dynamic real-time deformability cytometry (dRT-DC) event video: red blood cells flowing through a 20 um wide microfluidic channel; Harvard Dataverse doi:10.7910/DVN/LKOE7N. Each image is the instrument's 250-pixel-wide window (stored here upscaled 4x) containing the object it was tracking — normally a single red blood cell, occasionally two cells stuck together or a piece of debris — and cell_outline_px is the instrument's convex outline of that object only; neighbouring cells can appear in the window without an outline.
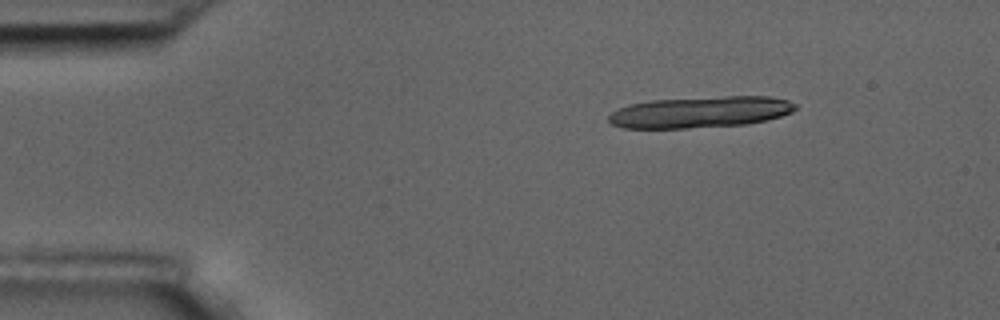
{"species": "common noctule bat (a hibernating species)", "species_latin": "Nyctalus noctula", "temperature_condition": "room temperature", "stored_images_in_passage": 4, "camera_frame_rate_fps": 3000, "um_per_image_px": 0.085, "animal": {"sex": "male", "body_mass_g": 17.5, "forearm_length_mm": 52.3}, "frame": {"image": 1, "passage_image": 2, "time_ms": 1.0, "image_size_px": [1000, 320], "cell_outline_px": [[796, 108], [792, 112], [780, 116], [748, 124], [688, 128], [624, 128], [608, 124], [608, 116], [612, 112], [628, 104], [652, 100], [724, 96], [768, 96], [788, 100], [796, 104]], "centroid_in_image_um": [59.5, 9.53], "position_along_channel_um": 25.5, "area_um2": 34.16}}